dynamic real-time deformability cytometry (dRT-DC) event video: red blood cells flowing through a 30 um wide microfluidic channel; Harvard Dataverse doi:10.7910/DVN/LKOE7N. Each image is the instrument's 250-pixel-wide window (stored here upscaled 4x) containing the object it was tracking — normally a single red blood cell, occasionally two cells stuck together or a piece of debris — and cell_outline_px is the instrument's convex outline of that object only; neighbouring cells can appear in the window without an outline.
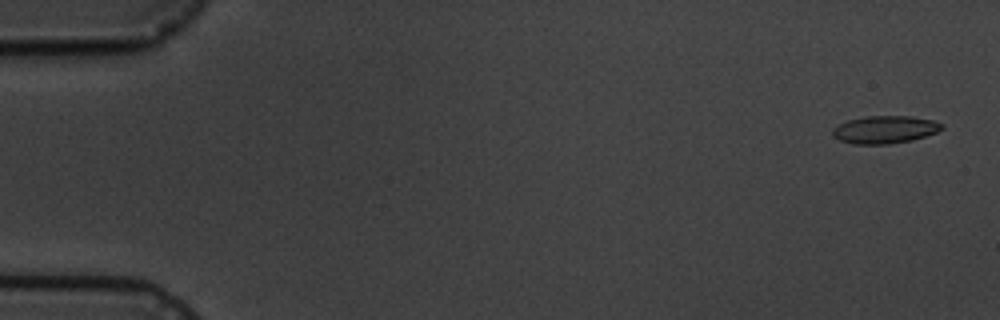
{"species": "common noctule bat (a hibernating species)", "species_latin": "Nyctalus noctula", "temperature_condition": "cold", "stored_images_in_passage": 5, "camera_frame_rate_fps": 3000, "um_per_image_px": 0.085, "animal": {"sex": "male", "body_mass_g": 19.5, "forearm_length_mm": 54.6}, "frame": {"image": 1, "passage_image": 1, "time_ms": 0.0, "image_size_px": [1000, 320], "cell_outline_px": [[944, 128], [936, 132], [912, 140], [888, 144], [856, 144], [840, 140], [832, 136], [832, 128], [848, 120], [864, 116], [912, 116], [932, 120], [944, 124]], "centroid_in_image_um": [75.21, 11.01], "position_along_channel_um": 9.8, "area_um2": 17.57}}
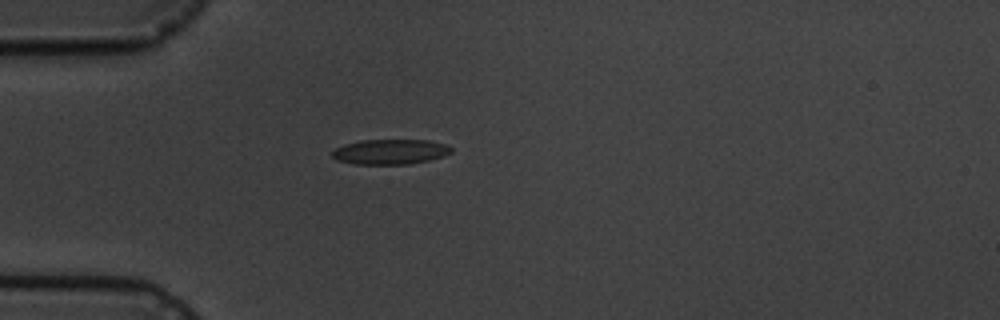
{"frame": {"image": 2, "passage_image": 5, "time_ms": 4.667, "image_size_px": [1000, 320], "cell_outline_px": [[452, 152], [444, 156], [428, 160], [408, 164], [356, 164], [336, 160], [332, 156], [332, 152], [336, 148], [344, 144], [360, 140], [428, 140], [448, 144], [452, 148]], "centroid_in_image_um": [33.19, 12.89], "position_along_channel_um": 51.8, "area_um2": 17.46}}